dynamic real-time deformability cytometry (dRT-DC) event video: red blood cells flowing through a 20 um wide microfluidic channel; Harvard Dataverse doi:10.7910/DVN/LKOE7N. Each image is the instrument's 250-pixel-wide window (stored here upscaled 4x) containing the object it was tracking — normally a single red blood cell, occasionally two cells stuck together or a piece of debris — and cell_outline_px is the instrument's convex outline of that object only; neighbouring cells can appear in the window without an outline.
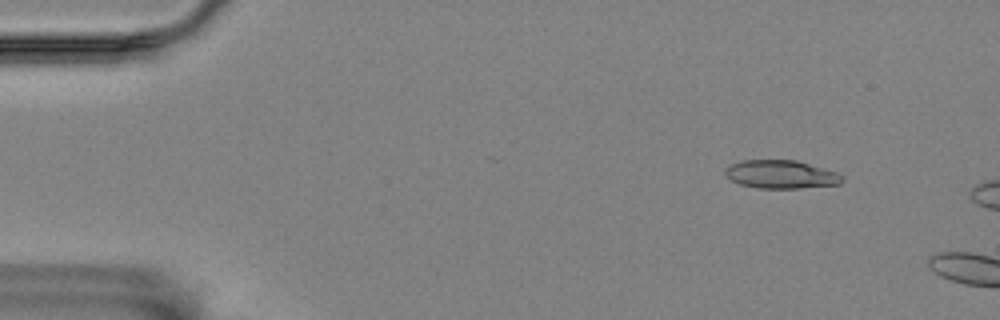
{"species": "Egyptian fruit bat (a non-hibernating species)", "species_latin": "Rousettus aegyptiacus", "temperature_condition": "room temperature", "stored_images_in_passage": 9, "camera_frame_rate_fps": 3000, "um_per_image_px": 0.085, "animal": {"sex": "female"}, "frame": {"image": 1, "passage_image": 6, "time_ms": 1.667, "image_size_px": [1000, 320], "cell_outline_px": [[844, 180], [840, 184], [800, 188], [760, 188], [740, 184], [732, 180], [724, 172], [732, 164], [740, 160], [796, 160], [836, 172], [844, 176]], "centroid_in_image_um": [66.42, 14.82], "position_along_channel_um": 18.6, "area_um2": 19.07}}